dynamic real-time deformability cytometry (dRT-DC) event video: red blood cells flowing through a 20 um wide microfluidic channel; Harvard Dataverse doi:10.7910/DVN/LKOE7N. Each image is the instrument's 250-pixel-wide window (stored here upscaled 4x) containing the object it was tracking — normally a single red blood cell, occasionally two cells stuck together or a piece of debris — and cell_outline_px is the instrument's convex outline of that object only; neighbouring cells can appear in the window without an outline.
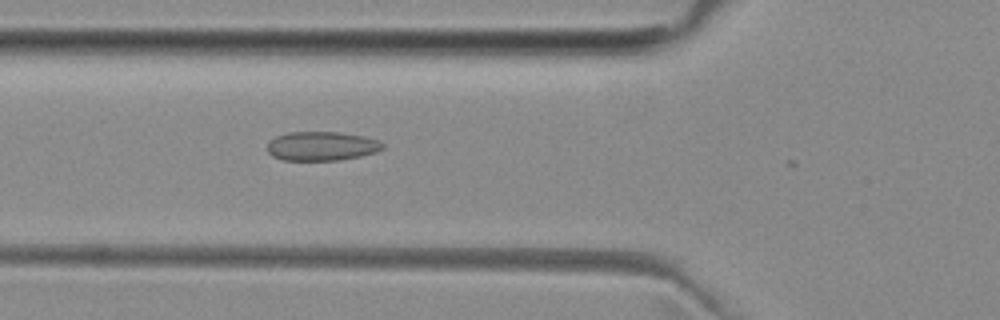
{"species": "common noctule bat (a hibernating species)", "species_latin": "Nyctalus noctula", "temperature_condition": "room temperature", "stored_images_in_passage": 19, "camera_frame_rate_fps": 3000, "um_per_image_px": 0.085, "animal": {"sex": "female", "body_mass_g": 29.2, "forearm_length_mm": 56.3}, "frame": {"image": 1, "passage_image": 18, "time_ms": 5.667, "image_size_px": [1000, 320], "cell_outline_px": [[384, 148], [376, 152], [360, 156], [336, 160], [284, 160], [272, 156], [268, 152], [268, 140], [276, 136], [288, 132], [340, 132], [364, 136], [380, 140], [384, 144]], "centroid_in_image_um": [27.35, 12.41], "position_along_channel_um": 98.5, "area_um2": 19.65}}